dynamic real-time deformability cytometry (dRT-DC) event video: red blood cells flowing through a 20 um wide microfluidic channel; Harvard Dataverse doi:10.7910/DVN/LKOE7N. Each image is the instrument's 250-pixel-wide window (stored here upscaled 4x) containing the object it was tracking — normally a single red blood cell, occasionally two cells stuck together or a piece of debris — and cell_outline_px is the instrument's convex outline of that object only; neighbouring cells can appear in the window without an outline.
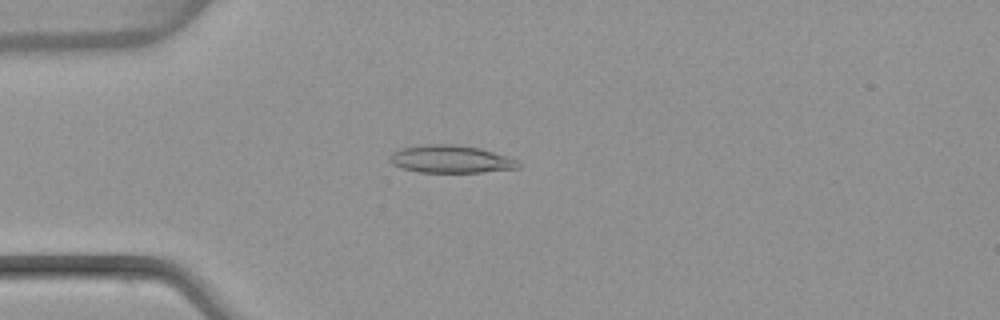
{"species": "common noctule bat (a hibernating species)", "species_latin": "Nyctalus noctula", "temperature_condition": "warm", "stored_images_in_passage": 33, "camera_frame_rate_fps": 3000, "um_per_image_px": 0.085, "animal": {"sex": "female", "body_mass_g": 22.7, "forearm_length_mm": 54.2}, "frame": {"image": 1, "passage_image": 8, "time_ms": 2.333, "image_size_px": [1000, 320], "cell_outline_px": [[520, 168], [484, 172], [420, 172], [400, 168], [392, 164], [388, 160], [388, 156], [392, 152], [404, 148], [428, 144], [448, 144], [480, 148], [516, 160], [520, 164]], "centroid_in_image_um": [38.27, 13.54], "position_along_channel_um": 46.7, "area_um2": 20.52}}
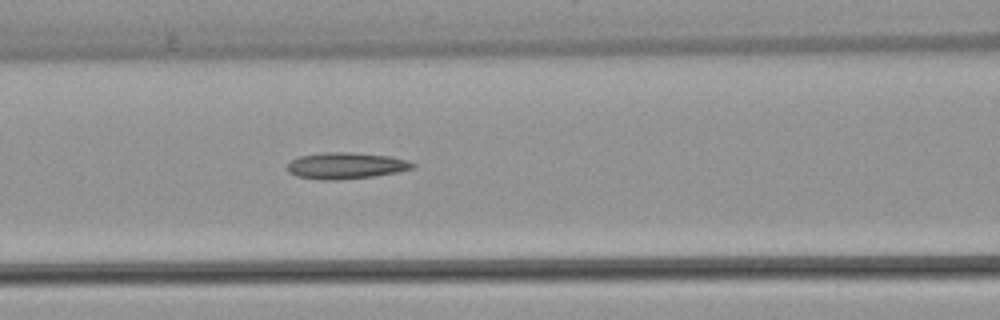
{"frame": {"image": 2, "passage_image": 16, "time_ms": 5.0, "image_size_px": [1000, 320], "cell_outline_px": [[416, 168], [376, 176], [336, 180], [320, 180], [296, 176], [288, 172], [288, 164], [292, 160], [300, 156], [324, 152], [352, 152], [388, 156], [408, 160], [416, 164]], "centroid_in_image_um": [29.42, 14.08], "position_along_channel_um": 137.2, "area_um2": 19.36}}
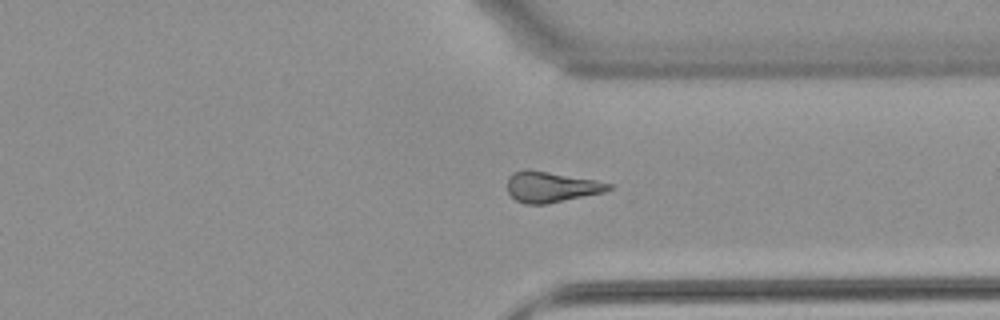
{"frame": {"image": 3, "passage_image": 33, "time_ms": 10.667, "image_size_px": [1000, 320], "cell_outline_px": [[616, 184], [612, 188], [604, 192], [544, 204], [524, 204], [516, 200], [508, 192], [508, 176], [512, 172], [548, 172], [596, 180]], "centroid_in_image_um": [46.9, 15.91], "position_along_channel_um": 364.5, "area_um2": 17.57}}